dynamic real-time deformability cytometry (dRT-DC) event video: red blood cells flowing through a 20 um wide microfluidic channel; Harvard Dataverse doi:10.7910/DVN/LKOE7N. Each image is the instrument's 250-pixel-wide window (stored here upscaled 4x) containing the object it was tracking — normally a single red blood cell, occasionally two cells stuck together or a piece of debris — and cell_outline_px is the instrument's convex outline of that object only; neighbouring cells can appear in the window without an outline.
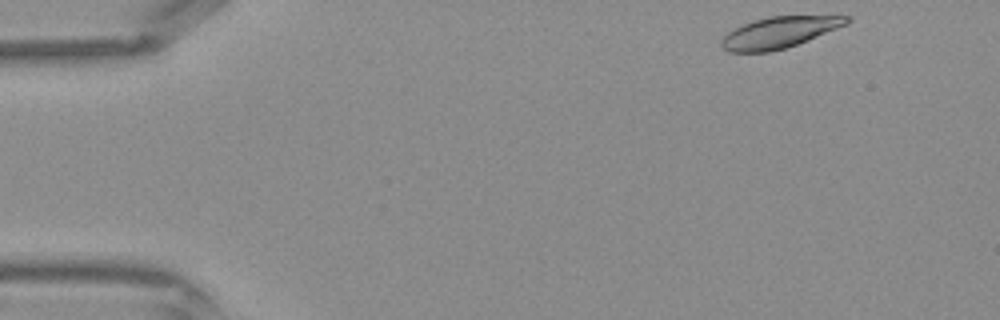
{"species": "Egyptian fruit bat (a non-hibernating species)", "species_latin": "Rousettus aegyptiacus", "temperature_condition": "warm", "stored_images_in_passage": 40, "segment_of_instrument_passage": [1, 2], "camera_frame_rate_fps": 3000, "um_per_image_px": 0.085, "frame": {"image": 1, "passage_image": 1, "time_ms": 0.0, "image_size_px": [1000, 320], "cell_outline_px": [[852, 20], [848, 24], [796, 44], [784, 48], [768, 52], [728, 52], [720, 44], [720, 40], [728, 32], [744, 24], [768, 16], [852, 16]], "centroid_in_image_um": [66.24, 2.75], "position_along_channel_um": 18.8, "area_um2": 22.48}}
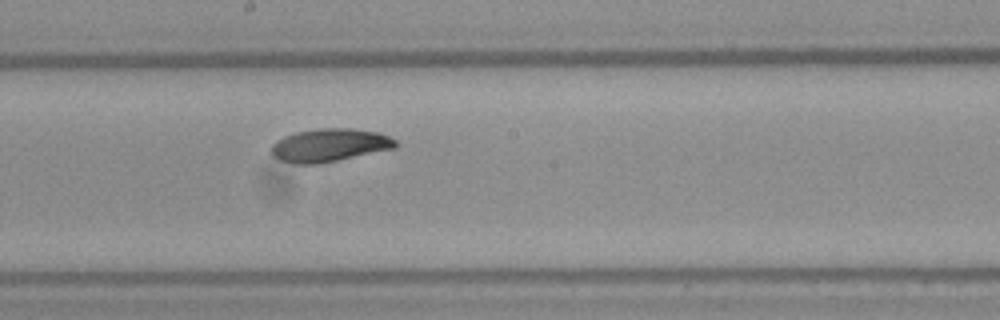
{"frame": {"image": 2, "passage_image": 20, "time_ms": 6.333, "image_size_px": [1000, 320], "cell_outline_px": [[400, 144], [396, 148], [316, 164], [296, 164], [280, 160], [272, 156], [272, 144], [276, 140], [284, 136], [296, 132], [320, 128], [352, 128], [380, 132], [396, 140]], "centroid_in_image_um": [28.03, 12.33], "position_along_channel_um": 220.2, "area_um2": 23.99}}
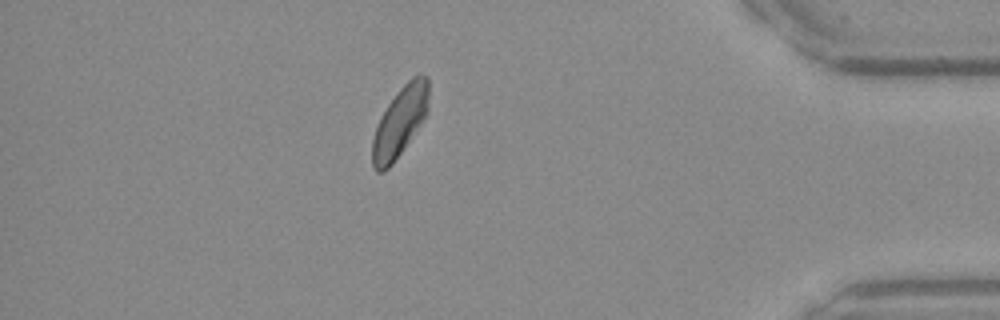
{"frame": {"image": 3, "passage_image": 34, "time_ms": 11.0, "image_size_px": [1000, 320], "cell_outline_px": [[428, 108], [424, 116], [392, 164], [384, 172], [376, 172], [372, 164], [372, 140], [380, 116], [388, 104], [400, 88], [412, 76], [420, 72], [428, 76]], "centroid_in_image_um": [33.97, 10.31], "position_along_channel_um": 401.2, "area_um2": 22.37}}